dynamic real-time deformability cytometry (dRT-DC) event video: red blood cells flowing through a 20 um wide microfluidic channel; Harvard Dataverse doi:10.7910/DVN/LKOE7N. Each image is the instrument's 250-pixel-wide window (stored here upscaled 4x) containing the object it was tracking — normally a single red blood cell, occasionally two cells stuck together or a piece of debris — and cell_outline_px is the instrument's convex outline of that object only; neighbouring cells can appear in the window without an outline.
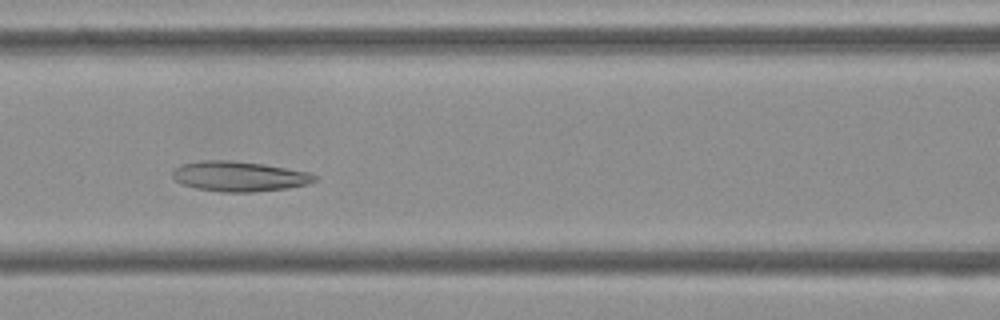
{"species": "Egyptian fruit bat (a non-hibernating species)", "species_latin": "Rousettus aegyptiacus", "temperature_condition": "cold", "stored_images_in_passage": 47, "camera_frame_rate_fps": 3000, "um_per_image_px": 0.085, "frame": {"image": 1, "passage_image": 16, "time_ms": 5.0, "image_size_px": [1000, 320], "cell_outline_px": [[320, 176], [316, 180], [308, 184], [288, 188], [252, 192], [220, 192], [196, 188], [184, 184], [176, 180], [172, 176], [172, 172], [180, 164], [200, 160], [228, 160], [264, 164], [308, 172]], "centroid_in_image_um": [20.35, 14.98], "position_along_channel_um": 146.3, "area_um2": 24.97}}
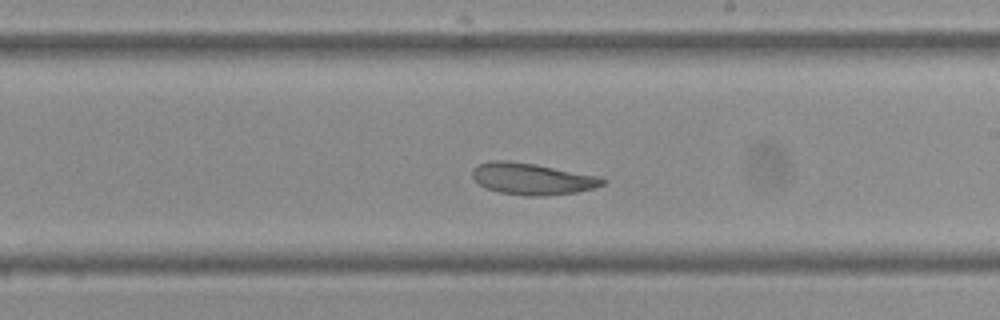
{"frame": {"image": 2, "passage_image": 24, "time_ms": 7.667, "image_size_px": [1000, 320], "cell_outline_px": [[608, 180], [604, 184], [596, 188], [576, 192], [540, 196], [524, 196], [500, 192], [484, 188], [472, 176], [472, 168], [476, 164], [492, 160], [508, 160], [532, 164], [600, 176]], "centroid_in_image_um": [45.23, 15.2], "position_along_channel_um": 243.8, "area_um2": 24.04}}
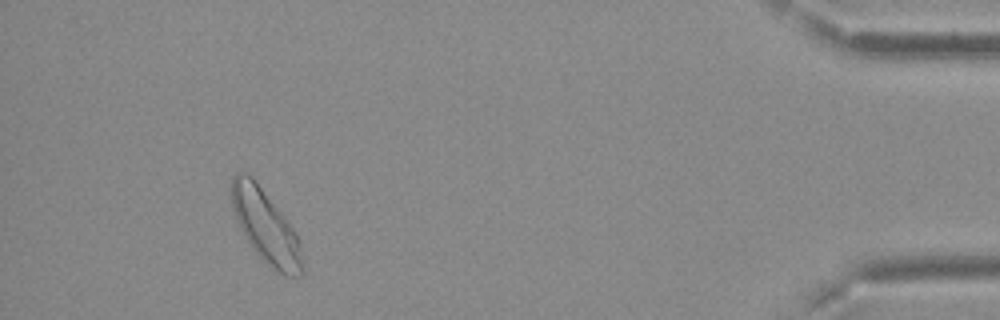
{"frame": {"image": 3, "passage_image": 43, "time_ms": 14.0, "image_size_px": [1000, 320], "cell_outline_px": [[304, 272], [300, 276], [284, 276], [272, 268], [252, 248], [240, 228], [232, 208], [232, 176], [236, 172], [244, 172], [252, 176], [284, 216], [296, 232], [300, 244], [304, 268]], "centroid_in_image_um": [22.6, 19.26], "position_along_channel_um": 412.6, "area_um2": 29.88}, "authors_computed_cell_mechanics": {"area_um2": 26.1834, "velocity_mm_per_s": 3.6685, "shape_relaxation_time_tau1_ms": null, "shape_relaxation_time_tau2_ms": 3.8492, "deformation_change_tau1": null, "deformation_change_tau2": 0.1226}}